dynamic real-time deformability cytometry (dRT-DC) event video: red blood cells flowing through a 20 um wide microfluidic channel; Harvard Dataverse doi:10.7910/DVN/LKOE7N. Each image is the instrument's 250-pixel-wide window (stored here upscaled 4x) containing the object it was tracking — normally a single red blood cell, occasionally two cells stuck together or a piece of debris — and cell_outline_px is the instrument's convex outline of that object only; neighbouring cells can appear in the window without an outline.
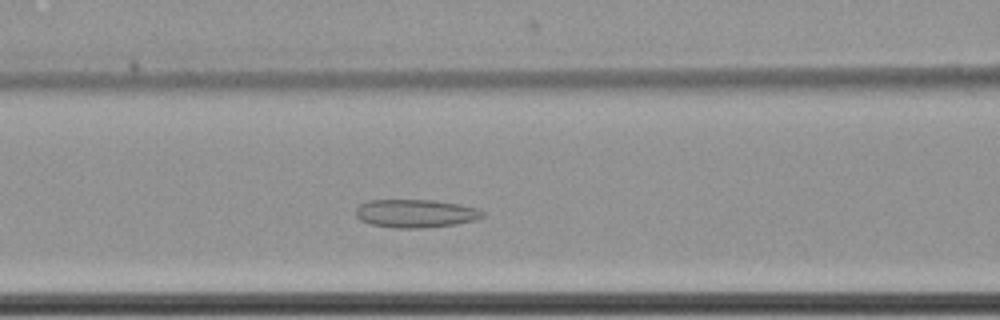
{"species": "common noctule bat (a hibernating species)", "species_latin": "Nyctalus noctula", "temperature_condition": "cold", "stored_images_in_passage": 41, "camera_frame_rate_fps": 3000, "um_per_image_px": 0.085, "animal": {"sex": "female", "body_mass_g": 22.7, "forearm_length_mm": 54.2}, "frame": {"image": 1, "passage_image": 14, "time_ms": 4.333, "image_size_px": [1000, 320], "cell_outline_px": [[488, 212], [484, 216], [476, 220], [456, 224], [420, 228], [396, 228], [372, 224], [360, 220], [356, 216], [356, 208], [360, 204], [368, 200], [436, 200], [460, 204], [476, 208]], "centroid_in_image_um": [35.36, 18.13], "position_along_channel_um": 131.2, "area_um2": 20.98}}
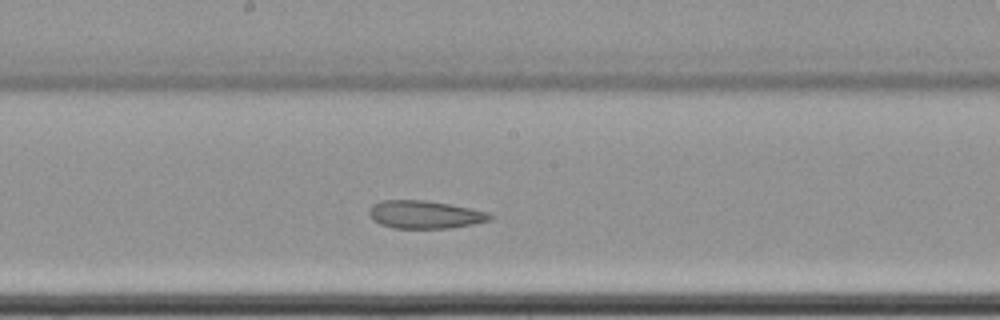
{"frame": {"image": 2, "passage_image": 21, "time_ms": 6.667, "image_size_px": [1000, 320], "cell_outline_px": [[492, 216], [488, 220], [472, 224], [448, 228], [392, 228], [380, 224], [372, 220], [368, 212], [368, 208], [372, 204], [380, 200], [424, 200], [448, 204], [488, 212]], "centroid_in_image_um": [36.01, 18.23], "position_along_channel_um": 212.2, "area_um2": 19.54}}
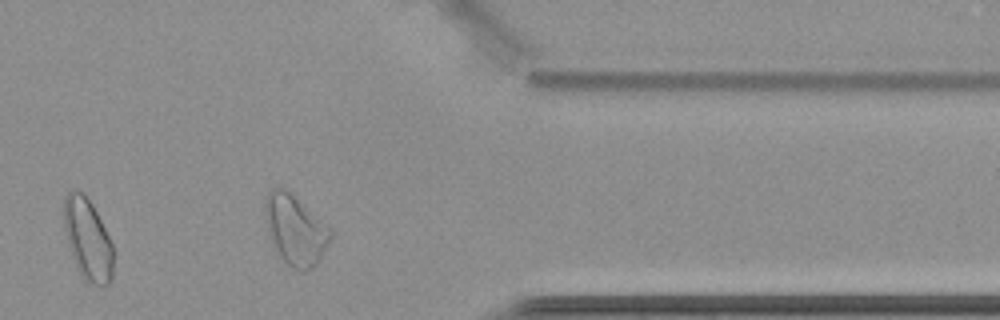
{"frame": {"image": 3, "passage_image": 37, "time_ms": 12.0, "image_size_px": [1000, 320], "cell_outline_px": [[332, 236], [328, 244], [316, 264], [312, 268], [304, 272], [300, 272], [292, 268], [276, 252], [272, 244], [268, 232], [264, 212], [264, 200], [268, 192], [272, 188], [284, 188], [304, 204], [332, 228]], "centroid_in_image_um": [25.09, 19.55], "position_along_channel_um": 386.3, "area_um2": 26.76}, "authors_computed_cell_mechanics": {"area_um2": 20.808, "velocity_mm_per_s": 3.4677, "shape_relaxation_time_tau1_ms": null, "shape_relaxation_time_tau2_ms": 3.2764, "deformation_change_tau1": null, "deformation_change_tau2": 0.0822}}